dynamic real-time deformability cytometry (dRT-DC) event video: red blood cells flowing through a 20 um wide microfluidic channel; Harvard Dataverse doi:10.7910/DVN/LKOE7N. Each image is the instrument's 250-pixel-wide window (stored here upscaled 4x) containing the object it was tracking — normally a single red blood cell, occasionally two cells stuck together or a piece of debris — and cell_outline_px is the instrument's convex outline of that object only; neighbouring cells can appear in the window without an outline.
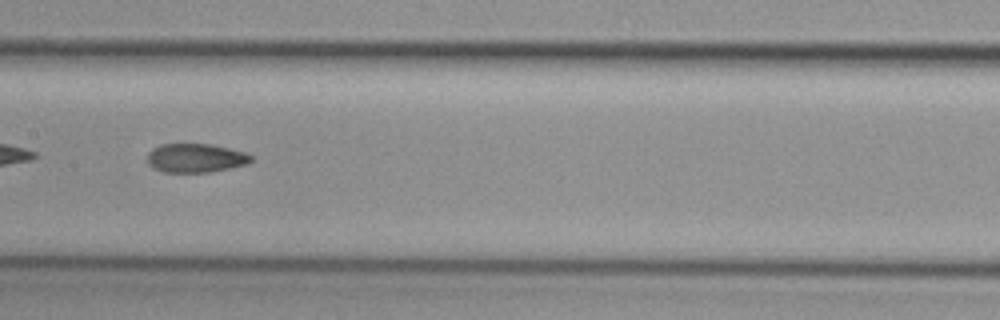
{"species": "common noctule bat (a hibernating species)", "species_latin": "Nyctalus noctula", "temperature_condition": "cold", "stored_images_in_passage": 46, "camera_frame_rate_fps": 3000, "um_per_image_px": 0.085, "animal": {"sex": "female", "body_mass_g": 29.2, "forearm_length_mm": 56.3}, "frame": {"image": 1, "passage_image": 26, "time_ms": 8.333, "image_size_px": [1000, 320], "cell_outline_px": [[252, 160], [248, 164], [212, 172], [164, 172], [152, 168], [148, 164], [148, 152], [152, 148], [160, 144], [208, 144], [228, 148], [244, 152], [252, 156]], "centroid_in_image_um": [16.61, 13.44], "position_along_channel_um": 190.8, "area_um2": 17.51}}
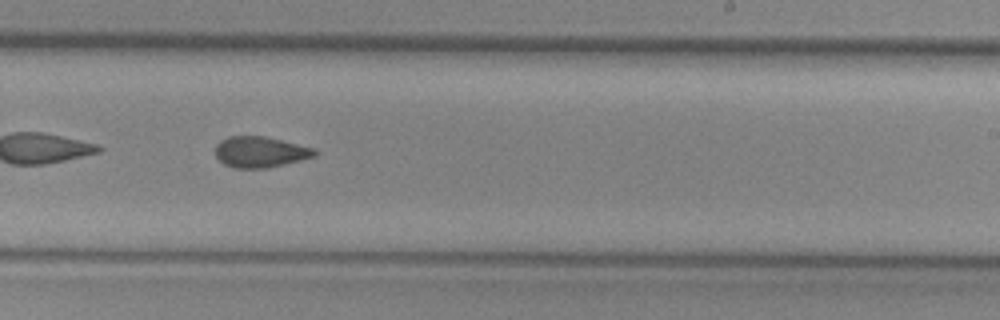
{"frame": {"image": 2, "passage_image": 32, "time_ms": 10.333, "image_size_px": [1000, 320], "cell_outline_px": [[316, 156], [268, 168], [232, 168], [224, 164], [216, 156], [216, 144], [220, 140], [228, 136], [264, 136], [316, 148]], "centroid_in_image_um": [22.11, 12.91], "position_along_channel_um": 266.9, "area_um2": 17.92}}
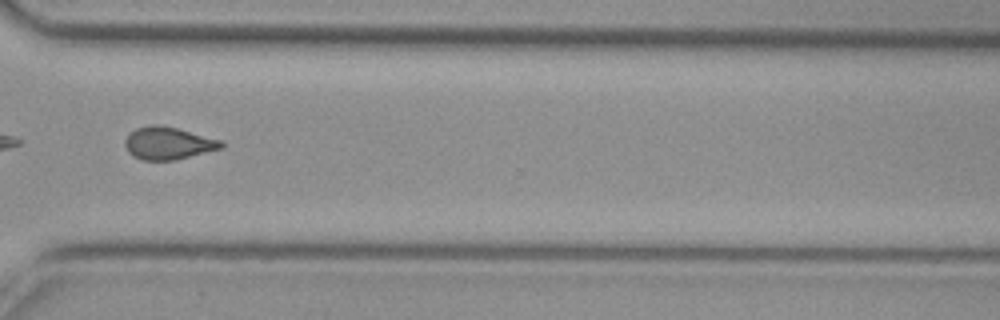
{"frame": {"image": 3, "passage_image": 39, "time_ms": 12.667, "image_size_px": [1000, 320], "cell_outline_px": [[224, 148], [176, 160], [144, 160], [132, 156], [128, 152], [124, 144], [124, 140], [136, 128], [152, 124], [160, 124], [224, 140]], "centroid_in_image_um": [14.33, 12.17], "position_along_channel_um": 356.3, "area_um2": 18.44}}